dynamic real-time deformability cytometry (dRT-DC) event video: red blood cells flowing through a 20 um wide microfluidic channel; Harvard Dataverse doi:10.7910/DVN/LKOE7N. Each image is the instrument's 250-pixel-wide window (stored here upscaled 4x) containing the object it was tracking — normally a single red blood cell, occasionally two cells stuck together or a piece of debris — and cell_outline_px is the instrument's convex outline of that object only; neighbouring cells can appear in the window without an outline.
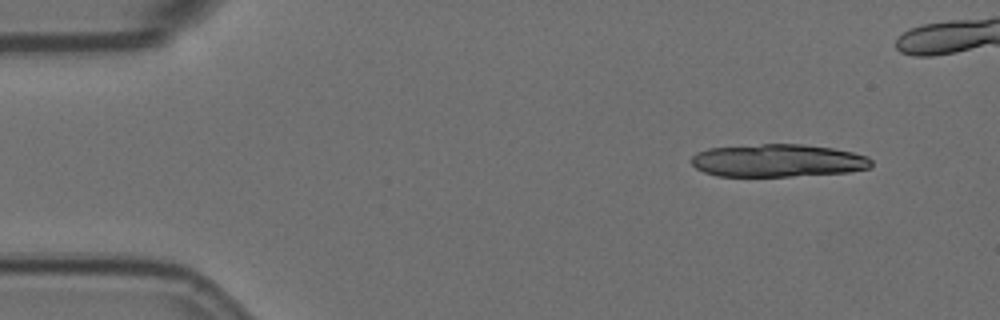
{"species": "Egyptian fruit bat (a non-hibernating species)", "species_latin": "Rousettus aegyptiacus", "temperature_condition": "room temperature", "stored_images_in_passage": 5, "camera_frame_rate_fps": 3000, "um_per_image_px": 0.085, "animal": {"sex": "female"}, "frame": {"image": 1, "passage_image": 1, "time_ms": 0.0, "image_size_px": [1000, 320], "cell_outline_px": [[872, 164], [868, 168], [848, 172], [792, 176], [716, 176], [704, 172], [696, 168], [692, 164], [692, 156], [696, 152], [708, 148], [760, 144], [804, 144], [832, 148], [852, 152], [868, 156], [872, 160]], "centroid_in_image_um": [66.1, 13.64], "position_along_channel_um": 18.9, "area_um2": 34.45}}